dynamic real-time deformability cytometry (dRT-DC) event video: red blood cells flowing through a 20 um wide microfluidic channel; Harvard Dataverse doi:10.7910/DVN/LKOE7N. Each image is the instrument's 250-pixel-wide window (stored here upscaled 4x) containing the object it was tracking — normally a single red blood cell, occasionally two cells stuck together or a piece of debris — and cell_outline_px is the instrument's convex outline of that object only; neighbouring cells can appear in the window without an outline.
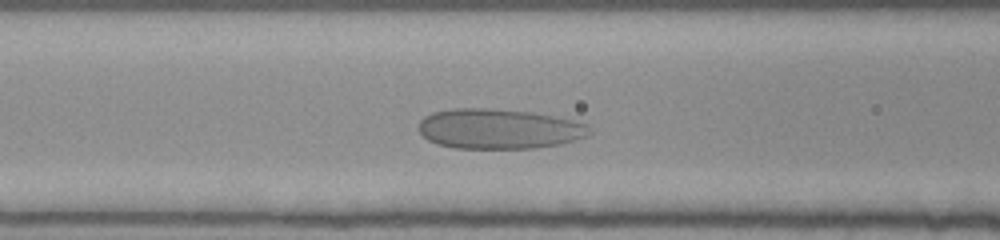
{"species": "human", "species_latin": "Homo sapiens", "temperature_condition": "room temperature", "stored_images_in_passage": 45, "camera_frame_rate_fps": 3000, "um_per_image_px": 0.085, "donor": {"sex": "female"}, "frame": {"image": 1, "passage_image": 13, "time_ms": 4.0, "image_size_px": [1000, 240], "cell_outline_px": [[592, 132], [588, 136], [560, 144], [536, 148], [456, 148], [436, 144], [428, 140], [420, 132], [420, 120], [424, 116], [432, 112], [456, 108], [492, 108], [532, 112], [572, 120], [588, 124], [592, 128]], "centroid_in_image_um": [42.43, 10.95], "position_along_channel_um": 124.2, "area_um2": 40.0}}
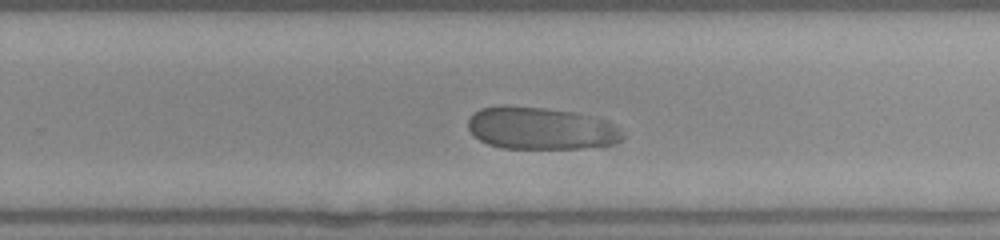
{"frame": {"image": 2, "passage_image": 26, "time_ms": 8.333, "image_size_px": [1000, 240], "cell_outline_px": [[624, 136], [620, 140], [608, 144], [580, 148], [504, 148], [488, 144], [480, 140], [468, 128], [468, 120], [480, 108], [504, 104], [544, 108], [572, 112], [592, 116]], "centroid_in_image_um": [45.81, 10.9], "position_along_channel_um": 284.0, "area_um2": 37.05}}
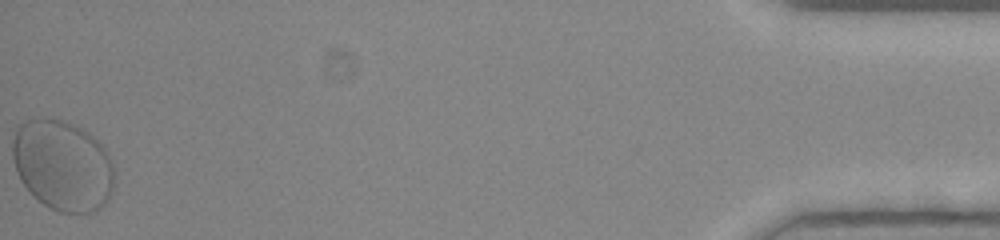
{"frame": {"image": 3, "passage_image": 45, "time_ms": 14.667, "image_size_px": [1000, 240], "cell_outline_px": [[112, 188], [104, 204], [100, 208], [92, 212], [60, 212], [44, 204], [20, 180], [16, 172], [12, 156], [12, 140], [20, 124], [24, 120], [60, 120], [80, 128], [88, 132], [104, 148], [112, 164]], "centroid_in_image_um": [5.29, 14.06], "position_along_channel_um": 429.9, "area_um2": 52.6}}